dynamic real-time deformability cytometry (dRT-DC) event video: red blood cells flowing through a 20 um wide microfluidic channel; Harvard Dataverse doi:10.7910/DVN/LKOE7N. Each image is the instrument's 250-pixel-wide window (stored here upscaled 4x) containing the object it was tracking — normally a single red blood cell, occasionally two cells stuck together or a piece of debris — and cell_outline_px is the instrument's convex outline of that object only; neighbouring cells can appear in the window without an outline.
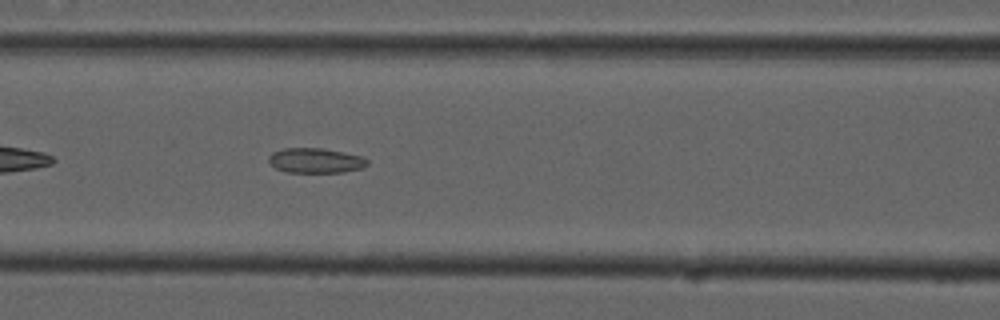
{"species": "common noctule bat (a hibernating species)", "species_latin": "Nyctalus noctula", "temperature_condition": "cold", "stored_images_in_passage": 40, "camera_frame_rate_fps": 3000, "um_per_image_px": 0.085, "animal": {"sex": "male", "forearm_length_mm": 52.5}, "frame": {"image": 1, "passage_image": 9, "time_ms": 2.667, "image_size_px": [1000, 320], "cell_outline_px": [[368, 164], [364, 168], [344, 172], [284, 172], [276, 168], [268, 160], [268, 156], [272, 152], [284, 148], [320, 148], [364, 156], [368, 160]], "centroid_in_image_um": [26.84, 13.65], "position_along_channel_um": 139.8, "area_um2": 14.39}}
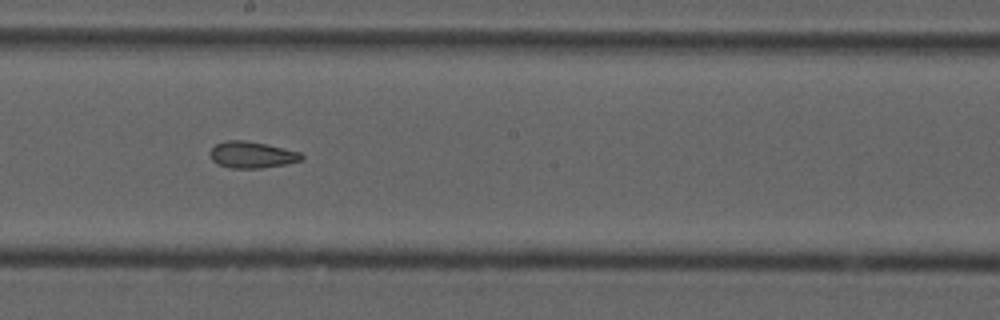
{"frame": {"image": 2, "passage_image": 16, "time_ms": 5.0, "image_size_px": [1000, 320], "cell_outline_px": [[304, 160], [288, 164], [260, 168], [228, 168], [216, 164], [212, 160], [208, 152], [216, 144], [228, 140], [244, 140], [264, 144], [300, 152], [304, 156]], "centroid_in_image_um": [21.4, 13.17], "position_along_channel_um": 226.8, "area_um2": 14.22}}
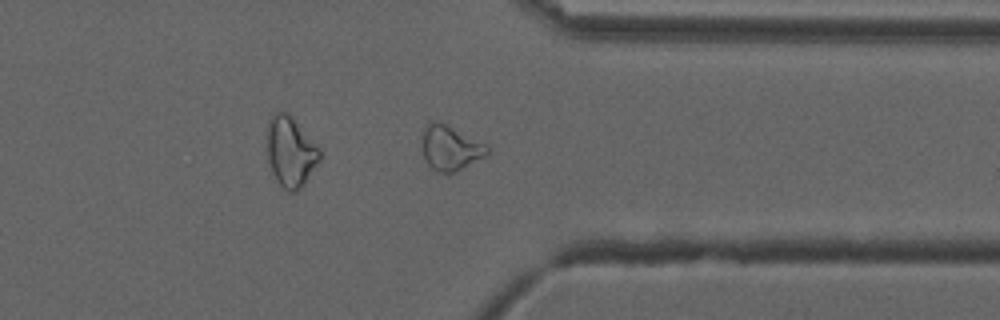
{"frame": {"image": 3, "passage_image": 28, "time_ms": 9.0, "image_size_px": [1000, 320], "cell_outline_px": [[488, 156], [448, 176], [436, 172], [428, 164], [424, 156], [424, 128], [428, 120], [436, 120], [488, 144]], "centroid_in_image_um": [38.33, 12.61], "position_along_channel_um": 373.1, "area_um2": 17.28}, "authors_computed_cell_mechanics": {"area_um2": 14.8257, "velocity_mm_per_s": 3.7398, "shape_relaxation_time_tau1_ms": null, "shape_relaxation_time_tau2_ms": 3.3775, "deformation_change_tau1": null, "deformation_change_tau2": 0.1045}}